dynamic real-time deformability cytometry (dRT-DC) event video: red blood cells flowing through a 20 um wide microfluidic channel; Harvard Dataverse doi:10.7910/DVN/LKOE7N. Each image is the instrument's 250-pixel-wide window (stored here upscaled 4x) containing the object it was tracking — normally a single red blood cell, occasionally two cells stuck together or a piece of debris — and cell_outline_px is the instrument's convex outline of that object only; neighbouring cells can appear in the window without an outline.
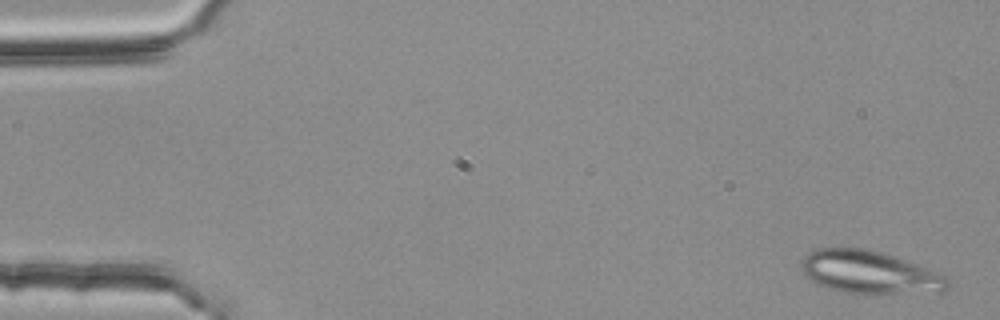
{"species": "common noctule bat (a hibernating species)", "species_latin": "Nyctalus noctula", "temperature_condition": "room temperature", "stored_images_in_passage": 4, "camera_frame_rate_fps": 3000, "um_per_image_px": 0.085, "animal": {"sex": "female", "body_mass_g": 25.1}, "frame": {"image": 1, "passage_image": 1, "time_ms": 0.0, "image_size_px": [1000, 320], "cell_outline_px": [[948, 288], [944, 292], [876, 296], [856, 296], [828, 288], [816, 284], [804, 276], [800, 268], [800, 260], [808, 252], [816, 248], [868, 248], [940, 272], [948, 276]], "centroid_in_image_um": [73.91, 23.21], "position_along_channel_um": 11.1, "area_um2": 38.09}}